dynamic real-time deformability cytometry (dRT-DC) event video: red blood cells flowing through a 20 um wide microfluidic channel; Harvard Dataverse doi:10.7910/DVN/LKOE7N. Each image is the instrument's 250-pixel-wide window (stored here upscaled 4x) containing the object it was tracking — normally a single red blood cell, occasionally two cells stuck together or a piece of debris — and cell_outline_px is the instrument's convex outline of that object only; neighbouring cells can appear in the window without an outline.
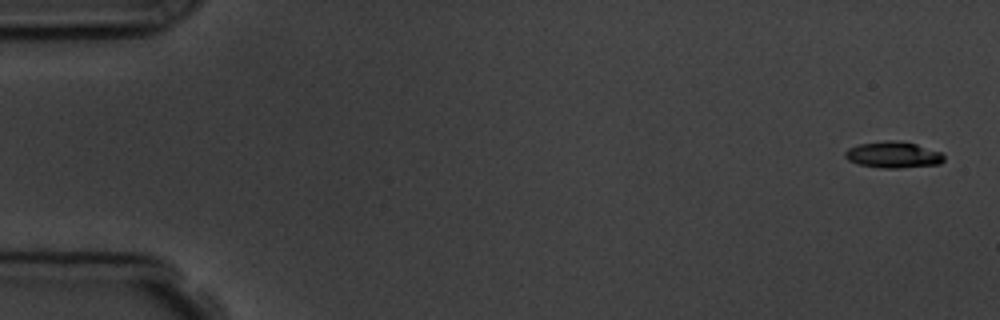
{"species": "common noctule bat (a hibernating species)", "species_latin": "Nyctalus noctula", "temperature_condition": "room temperature", "stored_images_in_passage": 4, "camera_frame_rate_fps": 3000, "um_per_image_px": 0.085, "animal": {"sex": "male", "body_mass_g": 19.5, "forearm_length_mm": 54.6}, "frame": {"image": 1, "passage_image": 1, "time_ms": 0.0, "image_size_px": [1000, 320], "cell_outline_px": [[944, 160], [940, 164], [900, 168], [884, 168], [860, 164], [848, 160], [844, 156], [844, 152], [848, 148], [860, 144], [888, 140], [892, 140], [916, 144], [940, 152], [944, 156]], "centroid_in_image_um": [75.92, 13.16], "position_along_channel_um": 9.1, "area_um2": 14.97}}
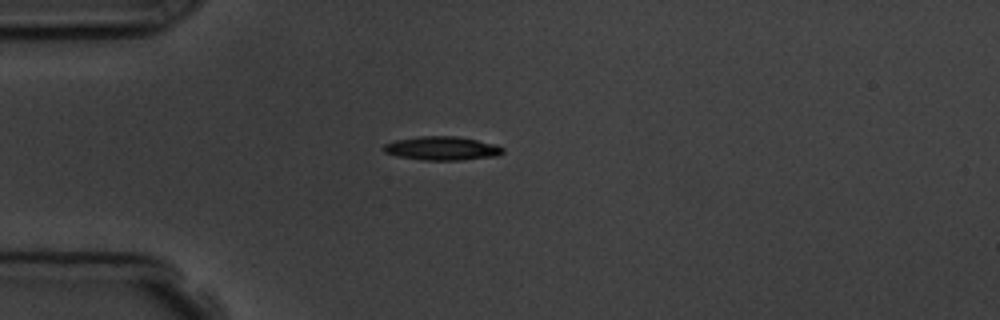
{"frame": {"image": 2, "passage_image": 4, "time_ms": 4.333, "image_size_px": [1000, 320], "cell_outline_px": [[504, 152], [496, 156], [460, 160], [424, 160], [396, 156], [384, 152], [384, 144], [396, 140], [420, 136], [456, 136], [496, 144], [504, 148]], "centroid_in_image_um": [37.58, 12.61], "position_along_channel_um": 47.4, "area_um2": 16.42}}